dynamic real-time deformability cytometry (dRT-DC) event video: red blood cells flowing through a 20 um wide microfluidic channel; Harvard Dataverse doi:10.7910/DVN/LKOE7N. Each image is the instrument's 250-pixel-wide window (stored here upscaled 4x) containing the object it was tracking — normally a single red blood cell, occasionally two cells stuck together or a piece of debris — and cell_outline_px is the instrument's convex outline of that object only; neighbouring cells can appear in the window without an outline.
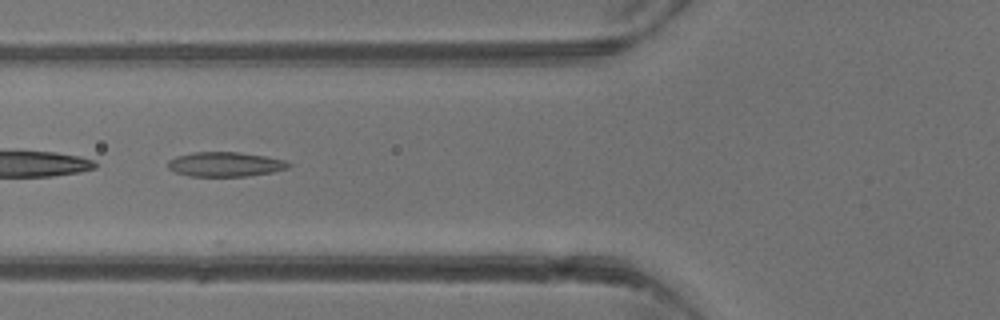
{"species": "common noctule bat (a hibernating species)", "species_latin": "Nyctalus noctula", "temperature_condition": "warm", "stored_images_in_passage": 3, "camera_frame_rate_fps": 3000, "um_per_image_px": 0.085, "animal": {"sex": "male", "body_mass_g": 13.3}, "frame": {"image": 1, "passage_image": 3, "time_ms": 4.667, "image_size_px": [1000, 320], "cell_outline_px": [[292, 164], [288, 168], [272, 172], [248, 176], [188, 176], [176, 172], [168, 168], [168, 160], [176, 156], [192, 152], [240, 152], [264, 156], [284, 160]], "centroid_in_image_um": [19.13, 13.96], "position_along_channel_um": 106.7, "area_um2": 17.28}}